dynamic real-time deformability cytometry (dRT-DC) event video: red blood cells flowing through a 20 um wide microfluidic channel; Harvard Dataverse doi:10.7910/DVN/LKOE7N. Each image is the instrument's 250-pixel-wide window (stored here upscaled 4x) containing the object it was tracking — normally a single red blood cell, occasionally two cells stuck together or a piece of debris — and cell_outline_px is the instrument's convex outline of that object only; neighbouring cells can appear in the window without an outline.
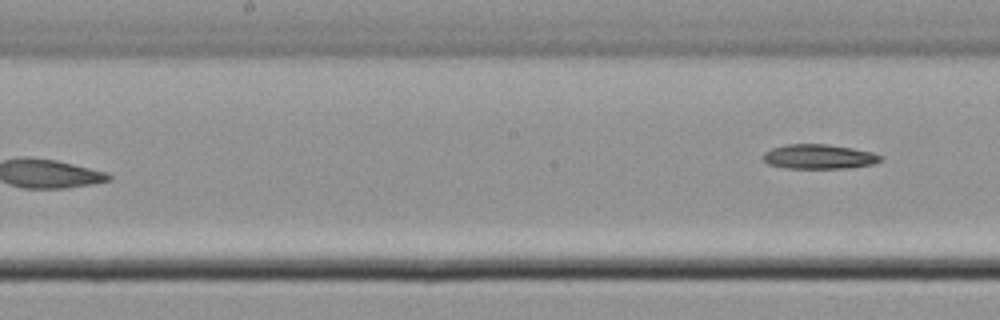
{"species": "common noctule bat (a hibernating species)", "species_latin": "Nyctalus noctula", "temperature_condition": "cold", "stored_images_in_passage": 9, "segment_of_instrument_passage": [2, 2], "camera_frame_rate_fps": 3000, "um_per_image_px": 0.085, "animal": {"sex": "male", "body_mass_g": 21.5, "forearm_length_mm": 52.0}, "frame": {"image": 1, "passage_image": 9, "time_ms": 10.667, "image_size_px": [1000, 320], "cell_outline_px": [[884, 160], [872, 164], [848, 168], [784, 168], [768, 164], [764, 160], [764, 152], [772, 148], [788, 144], [828, 144], [852, 148], [872, 152], [884, 156]], "centroid_in_image_um": [69.65, 13.31], "position_along_channel_um": 178.6, "area_um2": 16.88}}